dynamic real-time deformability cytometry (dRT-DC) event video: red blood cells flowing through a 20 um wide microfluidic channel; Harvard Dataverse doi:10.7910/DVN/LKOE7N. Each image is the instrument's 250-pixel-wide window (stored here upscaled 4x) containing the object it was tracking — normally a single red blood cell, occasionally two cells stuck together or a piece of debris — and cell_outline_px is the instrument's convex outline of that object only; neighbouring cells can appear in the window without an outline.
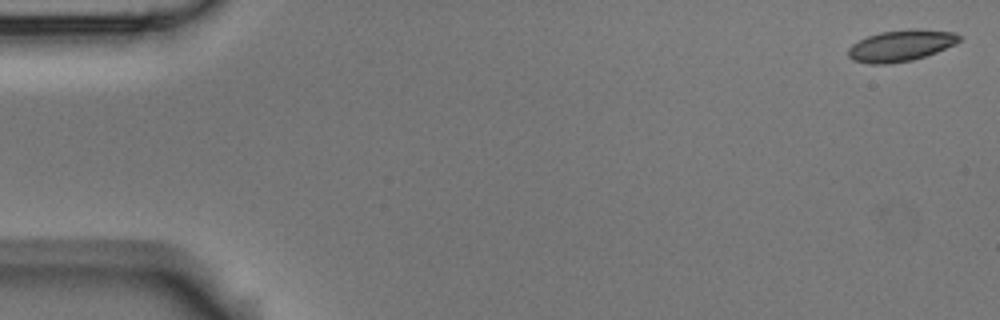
{"species": "Egyptian fruit bat (a non-hibernating species)", "species_latin": "Rousettus aegyptiacus", "temperature_condition": "room temperature", "stored_images_in_passage": 6, "camera_frame_rate_fps": 3000, "um_per_image_px": 0.085, "animal": {"sex": "male"}, "frame": {"image": 1, "passage_image": 1, "time_ms": 0.0, "image_size_px": [1000, 320], "cell_outline_px": [[960, 40], [956, 44], [936, 52], [912, 60], [888, 64], [868, 64], [852, 60], [848, 56], [848, 48], [852, 44], [868, 36], [880, 32], [908, 28], [916, 28], [956, 32], [960, 36]], "centroid_in_image_um": [76.58, 3.87], "position_along_channel_um": 8.4, "area_um2": 20.46}}
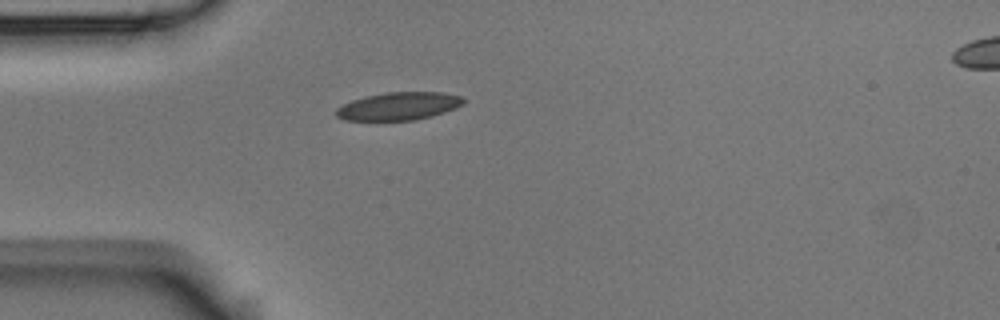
{"frame": {"image": 2, "passage_image": 4, "time_ms": 1.0, "image_size_px": [1000, 320], "cell_outline_px": [[464, 104], [456, 108], [432, 116], [416, 120], [344, 120], [336, 116], [336, 108], [352, 100], [364, 96], [388, 92], [440, 92], [460, 96], [464, 100]], "centroid_in_image_um": [33.89, 9.02], "position_along_channel_um": 51.1, "area_um2": 20.63}}
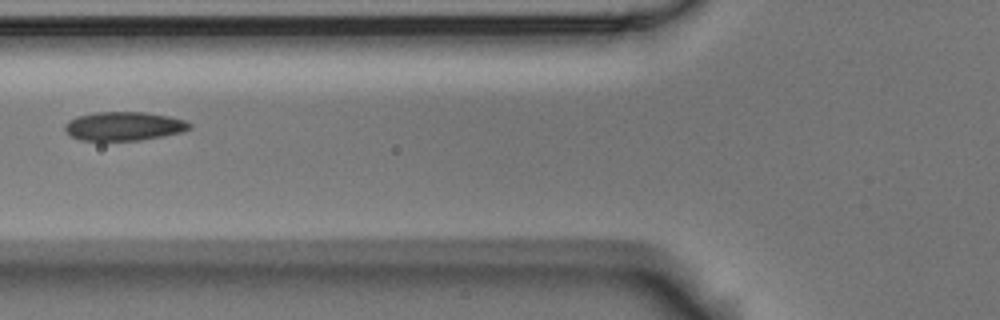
{"frame": {"image": 3, "passage_image": 6, "time_ms": 1.667, "image_size_px": [1000, 320], "cell_outline_px": [[192, 128], [184, 132], [164, 136], [140, 140], [80, 140], [72, 136], [64, 128], [64, 124], [68, 120], [76, 116], [96, 112], [144, 112], [168, 116], [184, 120], [192, 124]], "centroid_in_image_um": [10.55, 10.72], "position_along_channel_um": 115.2, "area_um2": 20.98}}